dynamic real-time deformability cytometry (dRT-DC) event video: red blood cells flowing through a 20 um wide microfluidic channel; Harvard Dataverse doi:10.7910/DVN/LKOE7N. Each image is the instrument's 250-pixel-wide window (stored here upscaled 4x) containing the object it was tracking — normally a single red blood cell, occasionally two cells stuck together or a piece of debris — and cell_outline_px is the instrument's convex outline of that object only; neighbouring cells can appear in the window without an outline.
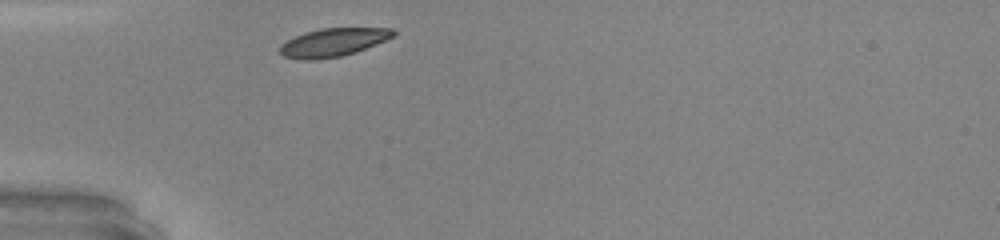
{"species": "common noctule bat (a hibernating species)", "species_latin": "Nyctalus noctula", "temperature_condition": "warm", "stored_images_in_passage": 25, "camera_frame_rate_fps": 3000, "um_per_image_px": 0.085, "animal": {"sex": "male", "body_mass_g": 20.0, "forearm_length_mm": 53.3}, "frame": {"image": 1, "passage_image": 1, "time_ms": 0.0, "image_size_px": [1000, 240], "cell_outline_px": [[396, 32], [392, 36], [384, 40], [356, 52], [340, 56], [312, 60], [304, 60], [284, 56], [280, 52], [280, 44], [304, 32], [320, 28], [392, 28]], "centroid_in_image_um": [28.29, 3.59], "position_along_channel_um": 56.7, "area_um2": 18.38}}
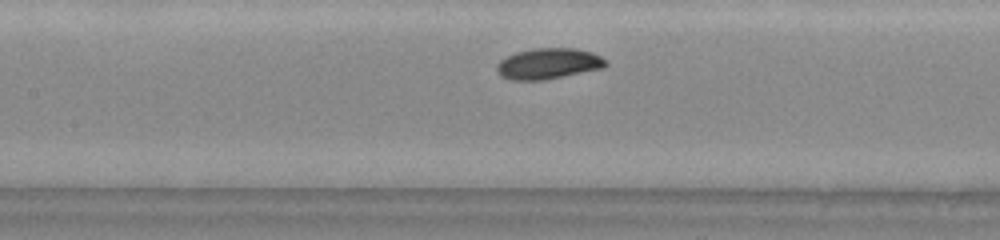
{"frame": {"image": 2, "passage_image": 9, "time_ms": 2.667, "image_size_px": [1000, 240], "cell_outline_px": [[608, 64], [604, 68], [544, 80], [508, 80], [500, 76], [496, 68], [496, 64], [500, 60], [516, 52], [532, 48], [576, 48], [592, 52], [608, 60]], "centroid_in_image_um": [46.62, 5.41], "position_along_channel_um": 160.8, "area_um2": 19.83}}
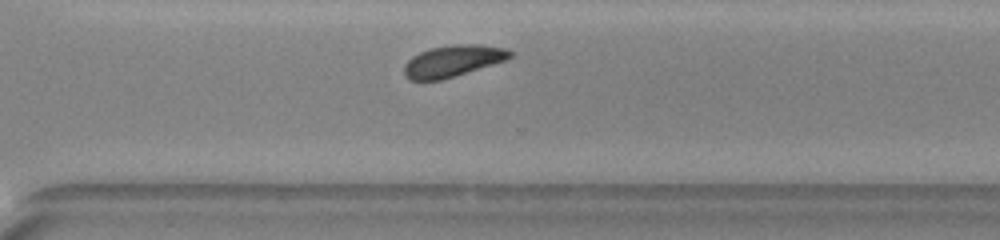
{"frame": {"image": 3, "passage_image": 21, "time_ms": 6.667, "image_size_px": [1000, 240], "cell_outline_px": [[512, 56], [504, 60], [444, 80], [408, 80], [404, 76], [404, 64], [412, 56], [420, 52], [432, 48], [460, 44], [476, 44], [508, 48], [512, 52]], "centroid_in_image_um": [38.46, 5.19], "position_along_channel_um": 332.1, "area_um2": 19.36}, "authors_computed_cell_mechanics": {"area_um2": 19.4208, "velocity_mm_per_s": 4.2809, "shape_relaxation_time_tau1_ms": 0.9709, "shape_relaxation_time_tau2_ms": 5.6323, "deformation_change_tau1": 0.0603, "deformation_change_tau2": 0.0843}}